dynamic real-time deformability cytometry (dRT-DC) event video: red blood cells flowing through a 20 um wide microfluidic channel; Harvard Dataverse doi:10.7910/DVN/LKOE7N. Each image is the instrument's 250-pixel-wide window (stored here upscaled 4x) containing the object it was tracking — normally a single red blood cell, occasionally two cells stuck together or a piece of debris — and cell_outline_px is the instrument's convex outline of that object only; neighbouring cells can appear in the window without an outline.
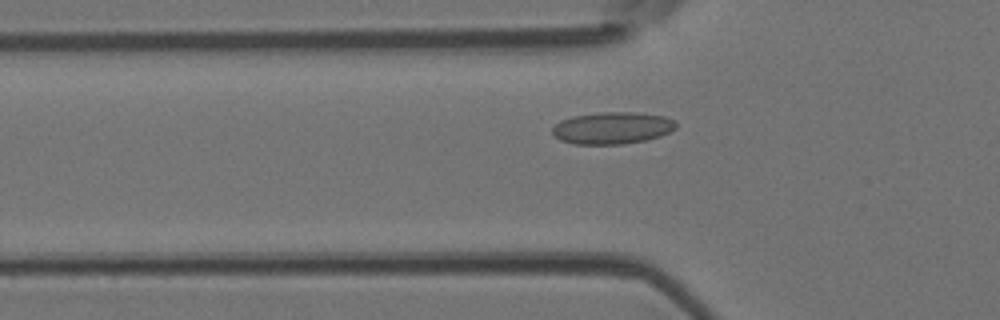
{"species": "Egyptian fruit bat (a non-hibernating species)", "species_latin": "Rousettus aegyptiacus", "temperature_condition": "room temperature", "stored_images_in_passage": 36, "camera_frame_rate_fps": 3000, "um_per_image_px": 0.085, "animal": {"sex": "female"}, "frame": {"image": 1, "passage_image": 2, "time_ms": 0.333, "image_size_px": [1000, 320], "cell_outline_px": [[676, 128], [660, 136], [644, 140], [624, 144], [572, 144], [560, 140], [552, 132], [552, 128], [560, 120], [572, 116], [600, 112], [636, 112], [664, 116], [672, 120], [676, 124]], "centroid_in_image_um": [52.01, 10.87], "position_along_channel_um": 73.8, "area_um2": 23.0}}
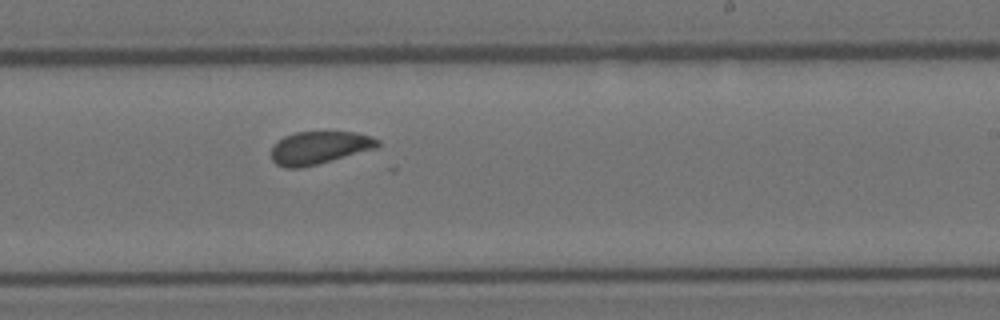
{"frame": {"image": 2, "passage_image": 16, "time_ms": 5.0, "image_size_px": [1000, 320], "cell_outline_px": [[380, 144], [376, 148], [332, 160], [300, 168], [284, 168], [276, 164], [272, 160], [272, 144], [276, 140], [284, 136], [296, 132], [356, 132], [372, 136], [380, 140]], "centroid_in_image_um": [27.12, 12.54], "position_along_channel_um": 261.9, "area_um2": 20.4}}
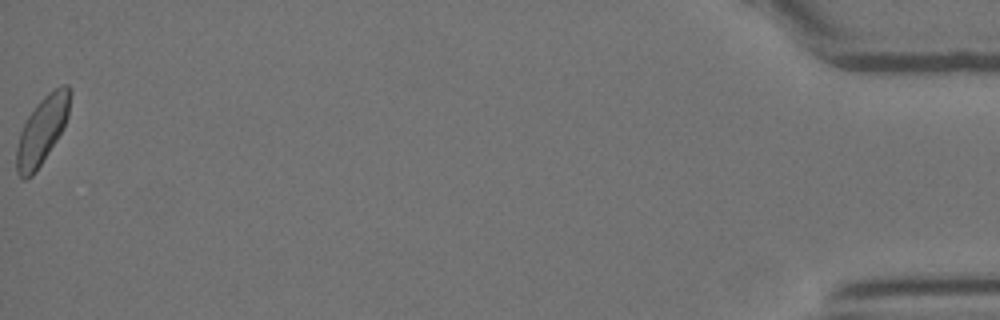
{"frame": {"image": 3, "passage_image": 36, "time_ms": 11.667, "image_size_px": [1000, 320], "cell_outline_px": [[72, 92], [68, 116], [64, 128], [36, 172], [32, 176], [24, 180], [16, 172], [16, 148], [20, 132], [28, 116], [36, 104], [48, 92], [60, 84], [68, 84], [72, 88]], "centroid_in_image_um": [3.6, 11.04], "position_along_channel_um": 431.6, "area_um2": 21.33}, "authors_computed_cell_mechanics": {"area_um2": 20.7502, "velocity_mm_per_s": 4.0343, "shape_relaxation_time_tau1_ms": 10.1312, "shape_relaxation_time_tau2_ms": 0.887, "deformation_change_tau1": 0.1108, "deformation_change_tau2": 0.0654}}